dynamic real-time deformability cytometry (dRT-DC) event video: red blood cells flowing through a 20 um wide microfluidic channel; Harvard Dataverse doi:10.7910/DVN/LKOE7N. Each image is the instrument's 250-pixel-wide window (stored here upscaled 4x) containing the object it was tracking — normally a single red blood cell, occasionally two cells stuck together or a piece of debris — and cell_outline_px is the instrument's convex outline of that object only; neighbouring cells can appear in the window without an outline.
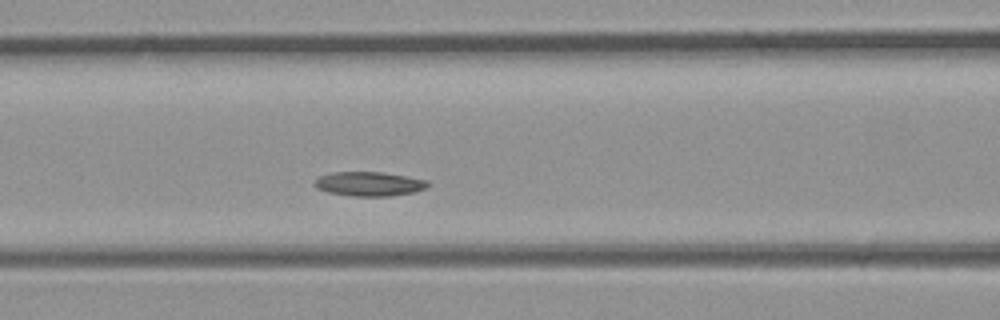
{"species": "common noctule bat (a hibernating species)", "species_latin": "Nyctalus noctula", "temperature_condition": "room temperature", "stored_images_in_passage": 30, "camera_frame_rate_fps": 3000, "um_per_image_px": 0.085, "animal": {"sex": "male", "body_mass_g": 23.1, "forearm_length_mm": 52.7}, "frame": {"image": 1, "passage_image": 9, "time_ms": 2.667, "image_size_px": [1000, 320], "cell_outline_px": [[428, 188], [412, 192], [388, 196], [352, 196], [328, 192], [316, 188], [312, 184], [320, 176], [332, 172], [380, 172], [428, 180]], "centroid_in_image_um": [31.35, 15.63], "position_along_channel_um": 135.3, "area_um2": 15.9}}
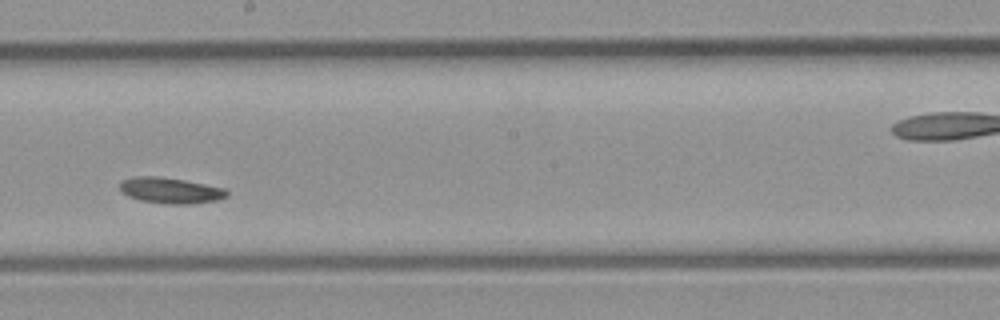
{"frame": {"image": 2, "passage_image": 14, "time_ms": 4.333, "image_size_px": [1000, 320], "cell_outline_px": [[228, 196], [220, 200], [192, 204], [172, 204], [140, 200], [128, 196], [120, 188], [120, 184], [124, 180], [136, 176], [156, 176], [184, 180], [224, 188], [228, 192]], "centroid_in_image_um": [14.54, 16.2], "position_along_channel_um": 233.7, "area_um2": 15.95}}
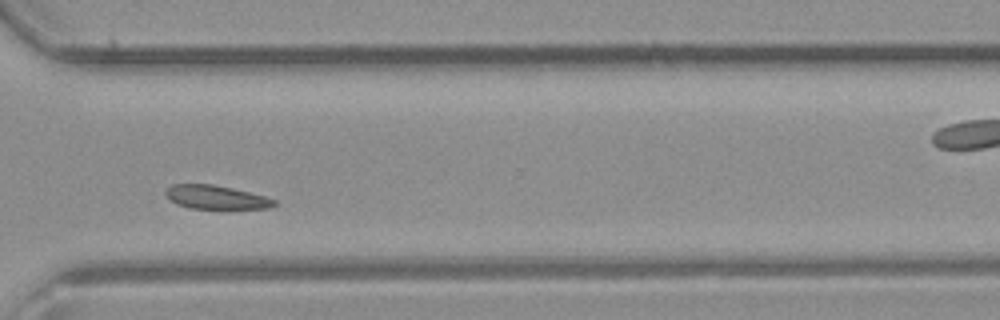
{"frame": {"image": 3, "passage_image": 20, "time_ms": 6.333, "image_size_px": [1000, 320], "cell_outline_px": [[276, 204], [272, 208], [192, 208], [176, 204], [164, 192], [172, 184], [212, 184], [232, 188], [264, 196], [276, 200]], "centroid_in_image_um": [18.37, 16.76], "position_along_channel_um": 352.2, "area_um2": 14.68}}